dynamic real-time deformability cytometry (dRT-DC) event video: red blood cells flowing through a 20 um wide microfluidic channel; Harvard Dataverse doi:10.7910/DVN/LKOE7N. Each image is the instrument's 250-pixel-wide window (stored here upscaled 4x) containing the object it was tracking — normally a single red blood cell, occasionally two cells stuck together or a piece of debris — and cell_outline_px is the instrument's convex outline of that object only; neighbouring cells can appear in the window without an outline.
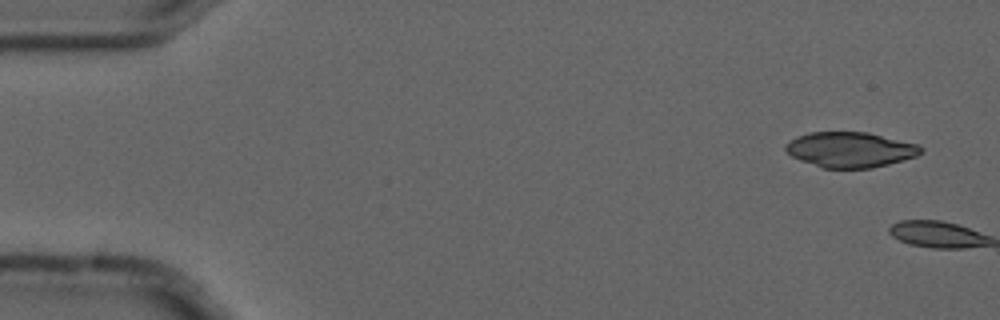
{"species": "common noctule bat (a hibernating species)", "species_latin": "Nyctalus noctula", "temperature_condition": "cold", "stored_images_in_passage": 8, "camera_frame_rate_fps": 3000, "um_per_image_px": 0.085, "animal": {"sex": "male", "forearm_length_mm": 52.5}, "frame": {"image": 1, "passage_image": 1, "time_ms": 0.0, "image_size_px": [1000, 320], "cell_outline_px": [[924, 152], [916, 156], [888, 164], [872, 168], [820, 168], [800, 160], [792, 156], [784, 148], [784, 144], [788, 140], [796, 136], [808, 132], [868, 132], [920, 144], [924, 148]], "centroid_in_image_um": [72.27, 12.71], "position_along_channel_um": 12.7, "area_um2": 28.21}}
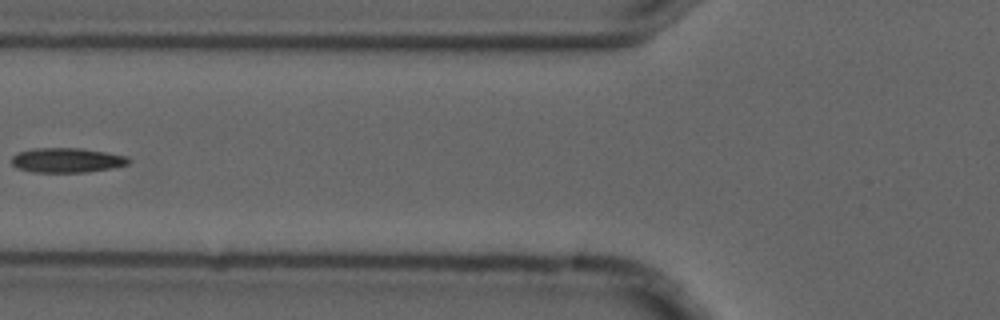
{"frame": {"image": 2, "passage_image": 7, "time_ms": 2.0, "image_size_px": [1000, 320], "cell_outline_px": [[132, 160], [128, 164], [112, 168], [84, 172], [36, 172], [16, 168], [12, 164], [12, 156], [16, 152], [32, 148], [80, 148], [108, 152], [128, 156]], "centroid_in_image_um": [5.69, 13.6], "position_along_channel_um": 120.1, "area_um2": 16.99}}
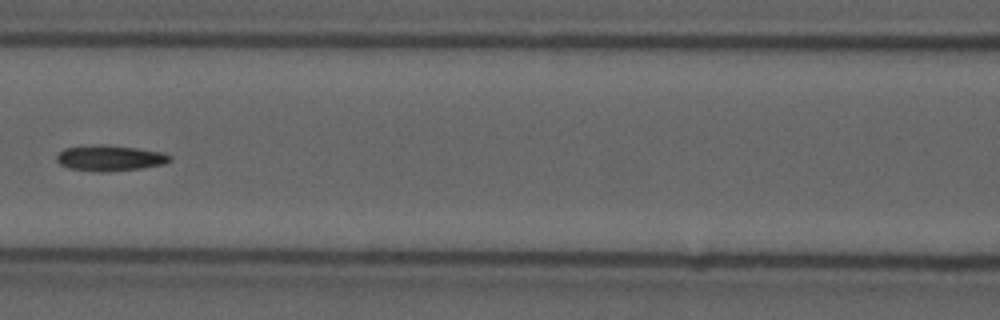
{"frame": {"image": 3, "passage_image": 8, "time_ms": 2.333, "image_size_px": [1000, 320], "cell_outline_px": [[172, 160], [164, 164], [140, 168], [100, 172], [68, 168], [60, 164], [56, 160], [56, 156], [64, 148], [100, 144], [108, 144], [136, 148], [160, 152], [172, 156]], "centroid_in_image_um": [9.33, 13.43], "position_along_channel_um": 157.3, "area_um2": 16.88}}